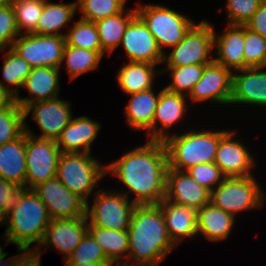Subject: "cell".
<instances>
[{
  "mask_svg": "<svg viewBox=\"0 0 266 266\" xmlns=\"http://www.w3.org/2000/svg\"><path fill=\"white\" fill-rule=\"evenodd\" d=\"M168 156L163 141L148 140L105 165L106 174L118 177L136 196V205L159 204L166 195Z\"/></svg>",
  "mask_w": 266,
  "mask_h": 266,
  "instance_id": "6da1fadb",
  "label": "cell"
},
{
  "mask_svg": "<svg viewBox=\"0 0 266 266\" xmlns=\"http://www.w3.org/2000/svg\"><path fill=\"white\" fill-rule=\"evenodd\" d=\"M127 232L132 262L125 266H158L176 248L158 204L136 205Z\"/></svg>",
  "mask_w": 266,
  "mask_h": 266,
  "instance_id": "7a4b0ae2",
  "label": "cell"
},
{
  "mask_svg": "<svg viewBox=\"0 0 266 266\" xmlns=\"http://www.w3.org/2000/svg\"><path fill=\"white\" fill-rule=\"evenodd\" d=\"M45 204L32 189H22L7 212L3 224H8L4 237L6 243L16 244L18 251H32V243L41 244L50 223Z\"/></svg>",
  "mask_w": 266,
  "mask_h": 266,
  "instance_id": "3957f363",
  "label": "cell"
},
{
  "mask_svg": "<svg viewBox=\"0 0 266 266\" xmlns=\"http://www.w3.org/2000/svg\"><path fill=\"white\" fill-rule=\"evenodd\" d=\"M228 130H193L168 136L163 142L168 156V167L186 171L197 164L215 161L220 138Z\"/></svg>",
  "mask_w": 266,
  "mask_h": 266,
  "instance_id": "277c9868",
  "label": "cell"
},
{
  "mask_svg": "<svg viewBox=\"0 0 266 266\" xmlns=\"http://www.w3.org/2000/svg\"><path fill=\"white\" fill-rule=\"evenodd\" d=\"M91 153H61L58 161V180L86 204L95 186L106 175L105 166Z\"/></svg>",
  "mask_w": 266,
  "mask_h": 266,
  "instance_id": "5b68a950",
  "label": "cell"
},
{
  "mask_svg": "<svg viewBox=\"0 0 266 266\" xmlns=\"http://www.w3.org/2000/svg\"><path fill=\"white\" fill-rule=\"evenodd\" d=\"M136 6L137 14L146 23L164 54V47L176 46L195 24L187 16L166 6L140 3Z\"/></svg>",
  "mask_w": 266,
  "mask_h": 266,
  "instance_id": "8992f818",
  "label": "cell"
},
{
  "mask_svg": "<svg viewBox=\"0 0 266 266\" xmlns=\"http://www.w3.org/2000/svg\"><path fill=\"white\" fill-rule=\"evenodd\" d=\"M94 204H86L88 226L110 230H128L136 204L128 192L107 191L102 188L94 192ZM131 201V202H130Z\"/></svg>",
  "mask_w": 266,
  "mask_h": 266,
  "instance_id": "52a82bcc",
  "label": "cell"
},
{
  "mask_svg": "<svg viewBox=\"0 0 266 266\" xmlns=\"http://www.w3.org/2000/svg\"><path fill=\"white\" fill-rule=\"evenodd\" d=\"M254 175L248 177H225L210 192V202L234 217L239 212L263 205L265 195Z\"/></svg>",
  "mask_w": 266,
  "mask_h": 266,
  "instance_id": "ba28073f",
  "label": "cell"
},
{
  "mask_svg": "<svg viewBox=\"0 0 266 266\" xmlns=\"http://www.w3.org/2000/svg\"><path fill=\"white\" fill-rule=\"evenodd\" d=\"M171 50L164 54L163 63L167 67H181L186 65H207L214 61L209 58L214 49L213 26L207 20L194 24L184 38Z\"/></svg>",
  "mask_w": 266,
  "mask_h": 266,
  "instance_id": "9c48e42d",
  "label": "cell"
},
{
  "mask_svg": "<svg viewBox=\"0 0 266 266\" xmlns=\"http://www.w3.org/2000/svg\"><path fill=\"white\" fill-rule=\"evenodd\" d=\"M26 125L25 122L26 189H32L39 183L56 177L62 152L56 140L39 138Z\"/></svg>",
  "mask_w": 266,
  "mask_h": 266,
  "instance_id": "30bf717a",
  "label": "cell"
},
{
  "mask_svg": "<svg viewBox=\"0 0 266 266\" xmlns=\"http://www.w3.org/2000/svg\"><path fill=\"white\" fill-rule=\"evenodd\" d=\"M65 37L57 35L22 34L11 48L32 68L49 66L60 68L62 65Z\"/></svg>",
  "mask_w": 266,
  "mask_h": 266,
  "instance_id": "8fae6325",
  "label": "cell"
},
{
  "mask_svg": "<svg viewBox=\"0 0 266 266\" xmlns=\"http://www.w3.org/2000/svg\"><path fill=\"white\" fill-rule=\"evenodd\" d=\"M32 190L45 204L51 219L86 216V203L70 192L57 177L39 183Z\"/></svg>",
  "mask_w": 266,
  "mask_h": 266,
  "instance_id": "7c38bea8",
  "label": "cell"
},
{
  "mask_svg": "<svg viewBox=\"0 0 266 266\" xmlns=\"http://www.w3.org/2000/svg\"><path fill=\"white\" fill-rule=\"evenodd\" d=\"M121 44L131 62H146L155 65L163 63L164 53L138 14L127 25Z\"/></svg>",
  "mask_w": 266,
  "mask_h": 266,
  "instance_id": "4fadbf2b",
  "label": "cell"
},
{
  "mask_svg": "<svg viewBox=\"0 0 266 266\" xmlns=\"http://www.w3.org/2000/svg\"><path fill=\"white\" fill-rule=\"evenodd\" d=\"M70 106V102L55 98L30 103L23 110L25 120L32 112V119L37 122L42 133L39 138L57 140L73 118Z\"/></svg>",
  "mask_w": 266,
  "mask_h": 266,
  "instance_id": "5bb4252c",
  "label": "cell"
},
{
  "mask_svg": "<svg viewBox=\"0 0 266 266\" xmlns=\"http://www.w3.org/2000/svg\"><path fill=\"white\" fill-rule=\"evenodd\" d=\"M232 95V71L224 66L211 62L204 67L202 77L193 86L188 97L191 101H213L219 104H230Z\"/></svg>",
  "mask_w": 266,
  "mask_h": 266,
  "instance_id": "9a60e30c",
  "label": "cell"
},
{
  "mask_svg": "<svg viewBox=\"0 0 266 266\" xmlns=\"http://www.w3.org/2000/svg\"><path fill=\"white\" fill-rule=\"evenodd\" d=\"M235 132L228 130L219 140L214 163L225 177L252 176L253 156L242 142L235 140Z\"/></svg>",
  "mask_w": 266,
  "mask_h": 266,
  "instance_id": "2e32d148",
  "label": "cell"
},
{
  "mask_svg": "<svg viewBox=\"0 0 266 266\" xmlns=\"http://www.w3.org/2000/svg\"><path fill=\"white\" fill-rule=\"evenodd\" d=\"M165 199L199 210L210 202V191L198 184L187 171L168 168Z\"/></svg>",
  "mask_w": 266,
  "mask_h": 266,
  "instance_id": "e0dca14e",
  "label": "cell"
},
{
  "mask_svg": "<svg viewBox=\"0 0 266 266\" xmlns=\"http://www.w3.org/2000/svg\"><path fill=\"white\" fill-rule=\"evenodd\" d=\"M88 233V220L86 216L73 219H51L46 228L40 245L54 246L58 252L68 259L76 246Z\"/></svg>",
  "mask_w": 266,
  "mask_h": 266,
  "instance_id": "ac0fdd59",
  "label": "cell"
},
{
  "mask_svg": "<svg viewBox=\"0 0 266 266\" xmlns=\"http://www.w3.org/2000/svg\"><path fill=\"white\" fill-rule=\"evenodd\" d=\"M235 72H232L230 104L266 106V70L264 67L245 68Z\"/></svg>",
  "mask_w": 266,
  "mask_h": 266,
  "instance_id": "d6986e66",
  "label": "cell"
},
{
  "mask_svg": "<svg viewBox=\"0 0 266 266\" xmlns=\"http://www.w3.org/2000/svg\"><path fill=\"white\" fill-rule=\"evenodd\" d=\"M185 95L169 91L165 87L160 91L152 124V140L164 141L172 125L179 122L186 113ZM158 122L160 128L157 127Z\"/></svg>",
  "mask_w": 266,
  "mask_h": 266,
  "instance_id": "ffe728a7",
  "label": "cell"
},
{
  "mask_svg": "<svg viewBox=\"0 0 266 266\" xmlns=\"http://www.w3.org/2000/svg\"><path fill=\"white\" fill-rule=\"evenodd\" d=\"M217 35L213 27L214 49L217 57L214 62L230 69H244L245 25H227V28Z\"/></svg>",
  "mask_w": 266,
  "mask_h": 266,
  "instance_id": "44dd1931",
  "label": "cell"
},
{
  "mask_svg": "<svg viewBox=\"0 0 266 266\" xmlns=\"http://www.w3.org/2000/svg\"><path fill=\"white\" fill-rule=\"evenodd\" d=\"M23 87L29 92V98L15 97V102L22 109L30 103L58 98L59 68L49 66L32 68Z\"/></svg>",
  "mask_w": 266,
  "mask_h": 266,
  "instance_id": "7402d4cb",
  "label": "cell"
},
{
  "mask_svg": "<svg viewBox=\"0 0 266 266\" xmlns=\"http://www.w3.org/2000/svg\"><path fill=\"white\" fill-rule=\"evenodd\" d=\"M101 124L88 116L72 118L61 131L56 144L62 153H91V144L97 138Z\"/></svg>",
  "mask_w": 266,
  "mask_h": 266,
  "instance_id": "603a6c76",
  "label": "cell"
},
{
  "mask_svg": "<svg viewBox=\"0 0 266 266\" xmlns=\"http://www.w3.org/2000/svg\"><path fill=\"white\" fill-rule=\"evenodd\" d=\"M158 205L165 218L169 238L175 246L184 238L198 234L196 209L170 202L165 198Z\"/></svg>",
  "mask_w": 266,
  "mask_h": 266,
  "instance_id": "cb8c5ba5",
  "label": "cell"
},
{
  "mask_svg": "<svg viewBox=\"0 0 266 266\" xmlns=\"http://www.w3.org/2000/svg\"><path fill=\"white\" fill-rule=\"evenodd\" d=\"M26 132L0 146V177L26 189Z\"/></svg>",
  "mask_w": 266,
  "mask_h": 266,
  "instance_id": "d4e9b609",
  "label": "cell"
},
{
  "mask_svg": "<svg viewBox=\"0 0 266 266\" xmlns=\"http://www.w3.org/2000/svg\"><path fill=\"white\" fill-rule=\"evenodd\" d=\"M147 89L129 94L130 101L125 107L127 123L133 130L147 131V138L152 140V124L160 92Z\"/></svg>",
  "mask_w": 266,
  "mask_h": 266,
  "instance_id": "484cf974",
  "label": "cell"
},
{
  "mask_svg": "<svg viewBox=\"0 0 266 266\" xmlns=\"http://www.w3.org/2000/svg\"><path fill=\"white\" fill-rule=\"evenodd\" d=\"M235 217L211 202L197 210V232L210 241L227 239L234 225Z\"/></svg>",
  "mask_w": 266,
  "mask_h": 266,
  "instance_id": "4316f807",
  "label": "cell"
},
{
  "mask_svg": "<svg viewBox=\"0 0 266 266\" xmlns=\"http://www.w3.org/2000/svg\"><path fill=\"white\" fill-rule=\"evenodd\" d=\"M155 64L146 62H131L123 65L117 74L120 88L127 95L153 88V78L161 74Z\"/></svg>",
  "mask_w": 266,
  "mask_h": 266,
  "instance_id": "83f0119b",
  "label": "cell"
},
{
  "mask_svg": "<svg viewBox=\"0 0 266 266\" xmlns=\"http://www.w3.org/2000/svg\"><path fill=\"white\" fill-rule=\"evenodd\" d=\"M88 233L101 246L108 260L114 265L125 266L129 253L127 230H110L98 226H88Z\"/></svg>",
  "mask_w": 266,
  "mask_h": 266,
  "instance_id": "f1b7e54d",
  "label": "cell"
},
{
  "mask_svg": "<svg viewBox=\"0 0 266 266\" xmlns=\"http://www.w3.org/2000/svg\"><path fill=\"white\" fill-rule=\"evenodd\" d=\"M77 11V2L73 3H43V11L39 17L36 30L33 34L36 35H57L64 36L60 33V29L73 19Z\"/></svg>",
  "mask_w": 266,
  "mask_h": 266,
  "instance_id": "f546056e",
  "label": "cell"
},
{
  "mask_svg": "<svg viewBox=\"0 0 266 266\" xmlns=\"http://www.w3.org/2000/svg\"><path fill=\"white\" fill-rule=\"evenodd\" d=\"M137 14L136 8L133 10H124L123 12L100 19L95 23L99 34L102 51L112 54V52L121 45L125 29L131 19Z\"/></svg>",
  "mask_w": 266,
  "mask_h": 266,
  "instance_id": "4dcf8cb0",
  "label": "cell"
},
{
  "mask_svg": "<svg viewBox=\"0 0 266 266\" xmlns=\"http://www.w3.org/2000/svg\"><path fill=\"white\" fill-rule=\"evenodd\" d=\"M102 57L98 51H91L65 44L62 63L64 62L66 65L65 68L70 76V80H74L81 74L95 70L99 66Z\"/></svg>",
  "mask_w": 266,
  "mask_h": 266,
  "instance_id": "1f68e13d",
  "label": "cell"
},
{
  "mask_svg": "<svg viewBox=\"0 0 266 266\" xmlns=\"http://www.w3.org/2000/svg\"><path fill=\"white\" fill-rule=\"evenodd\" d=\"M71 27L69 32L65 33L66 45L98 51L102 56L105 54L94 22L80 19Z\"/></svg>",
  "mask_w": 266,
  "mask_h": 266,
  "instance_id": "d6a6232c",
  "label": "cell"
},
{
  "mask_svg": "<svg viewBox=\"0 0 266 266\" xmlns=\"http://www.w3.org/2000/svg\"><path fill=\"white\" fill-rule=\"evenodd\" d=\"M3 56L5 58L2 67L3 80L10 86L9 92L16 97L20 92L19 87L22 88L32 67L12 48H8V52Z\"/></svg>",
  "mask_w": 266,
  "mask_h": 266,
  "instance_id": "836d02e7",
  "label": "cell"
},
{
  "mask_svg": "<svg viewBox=\"0 0 266 266\" xmlns=\"http://www.w3.org/2000/svg\"><path fill=\"white\" fill-rule=\"evenodd\" d=\"M25 132L24 110L15 100L0 110V146L19 138Z\"/></svg>",
  "mask_w": 266,
  "mask_h": 266,
  "instance_id": "e575fe53",
  "label": "cell"
},
{
  "mask_svg": "<svg viewBox=\"0 0 266 266\" xmlns=\"http://www.w3.org/2000/svg\"><path fill=\"white\" fill-rule=\"evenodd\" d=\"M80 19L96 22L100 19L117 15L125 10L127 0H77Z\"/></svg>",
  "mask_w": 266,
  "mask_h": 266,
  "instance_id": "d590c367",
  "label": "cell"
},
{
  "mask_svg": "<svg viewBox=\"0 0 266 266\" xmlns=\"http://www.w3.org/2000/svg\"><path fill=\"white\" fill-rule=\"evenodd\" d=\"M206 65H186L181 67H166L163 73L171 72V84L165 88L182 95H189L193 86L200 80ZM185 92V93H184ZM188 92V93H186Z\"/></svg>",
  "mask_w": 266,
  "mask_h": 266,
  "instance_id": "8d00e7d4",
  "label": "cell"
},
{
  "mask_svg": "<svg viewBox=\"0 0 266 266\" xmlns=\"http://www.w3.org/2000/svg\"><path fill=\"white\" fill-rule=\"evenodd\" d=\"M10 2L15 11L20 35L33 33L43 11V2L36 0H11Z\"/></svg>",
  "mask_w": 266,
  "mask_h": 266,
  "instance_id": "74e56055",
  "label": "cell"
},
{
  "mask_svg": "<svg viewBox=\"0 0 266 266\" xmlns=\"http://www.w3.org/2000/svg\"><path fill=\"white\" fill-rule=\"evenodd\" d=\"M64 262L101 264L113 266L108 260L101 246L87 233L82 241L76 246L72 254Z\"/></svg>",
  "mask_w": 266,
  "mask_h": 266,
  "instance_id": "f35d334b",
  "label": "cell"
},
{
  "mask_svg": "<svg viewBox=\"0 0 266 266\" xmlns=\"http://www.w3.org/2000/svg\"><path fill=\"white\" fill-rule=\"evenodd\" d=\"M244 69L252 67H265L266 39L250 31L245 26L244 40Z\"/></svg>",
  "mask_w": 266,
  "mask_h": 266,
  "instance_id": "ab89813d",
  "label": "cell"
},
{
  "mask_svg": "<svg viewBox=\"0 0 266 266\" xmlns=\"http://www.w3.org/2000/svg\"><path fill=\"white\" fill-rule=\"evenodd\" d=\"M18 35L20 33L11 2L0 4V51L4 52L6 48H11Z\"/></svg>",
  "mask_w": 266,
  "mask_h": 266,
  "instance_id": "60d3db41",
  "label": "cell"
},
{
  "mask_svg": "<svg viewBox=\"0 0 266 266\" xmlns=\"http://www.w3.org/2000/svg\"><path fill=\"white\" fill-rule=\"evenodd\" d=\"M186 171L198 184L204 186L210 192L225 178L220 168L214 162L197 164Z\"/></svg>",
  "mask_w": 266,
  "mask_h": 266,
  "instance_id": "b9f144b4",
  "label": "cell"
},
{
  "mask_svg": "<svg viewBox=\"0 0 266 266\" xmlns=\"http://www.w3.org/2000/svg\"><path fill=\"white\" fill-rule=\"evenodd\" d=\"M260 0H227L229 25H245L258 10Z\"/></svg>",
  "mask_w": 266,
  "mask_h": 266,
  "instance_id": "7bdbcfd3",
  "label": "cell"
},
{
  "mask_svg": "<svg viewBox=\"0 0 266 266\" xmlns=\"http://www.w3.org/2000/svg\"><path fill=\"white\" fill-rule=\"evenodd\" d=\"M22 190L15 183L8 182L0 177V223L3 224L7 212L14 203L18 193Z\"/></svg>",
  "mask_w": 266,
  "mask_h": 266,
  "instance_id": "ee69618b",
  "label": "cell"
},
{
  "mask_svg": "<svg viewBox=\"0 0 266 266\" xmlns=\"http://www.w3.org/2000/svg\"><path fill=\"white\" fill-rule=\"evenodd\" d=\"M245 26L252 32L266 39V2H260L258 10L253 14Z\"/></svg>",
  "mask_w": 266,
  "mask_h": 266,
  "instance_id": "f6af8a7d",
  "label": "cell"
},
{
  "mask_svg": "<svg viewBox=\"0 0 266 266\" xmlns=\"http://www.w3.org/2000/svg\"><path fill=\"white\" fill-rule=\"evenodd\" d=\"M41 246L32 249V251H27L14 266H41Z\"/></svg>",
  "mask_w": 266,
  "mask_h": 266,
  "instance_id": "bcb514c9",
  "label": "cell"
},
{
  "mask_svg": "<svg viewBox=\"0 0 266 266\" xmlns=\"http://www.w3.org/2000/svg\"><path fill=\"white\" fill-rule=\"evenodd\" d=\"M15 97L9 92V86L0 82V110L6 109L13 101Z\"/></svg>",
  "mask_w": 266,
  "mask_h": 266,
  "instance_id": "7dc6e473",
  "label": "cell"
},
{
  "mask_svg": "<svg viewBox=\"0 0 266 266\" xmlns=\"http://www.w3.org/2000/svg\"><path fill=\"white\" fill-rule=\"evenodd\" d=\"M2 246L0 247V266H14L15 263L27 252L26 249L22 248V254H17L15 257L6 259L8 253L3 251ZM14 258V259H13Z\"/></svg>",
  "mask_w": 266,
  "mask_h": 266,
  "instance_id": "c3c4849f",
  "label": "cell"
},
{
  "mask_svg": "<svg viewBox=\"0 0 266 266\" xmlns=\"http://www.w3.org/2000/svg\"><path fill=\"white\" fill-rule=\"evenodd\" d=\"M65 266H102L101 264L64 262Z\"/></svg>",
  "mask_w": 266,
  "mask_h": 266,
  "instance_id": "681fc988",
  "label": "cell"
},
{
  "mask_svg": "<svg viewBox=\"0 0 266 266\" xmlns=\"http://www.w3.org/2000/svg\"><path fill=\"white\" fill-rule=\"evenodd\" d=\"M11 0H0V4H5V3H8L10 2Z\"/></svg>",
  "mask_w": 266,
  "mask_h": 266,
  "instance_id": "f907efd6",
  "label": "cell"
},
{
  "mask_svg": "<svg viewBox=\"0 0 266 266\" xmlns=\"http://www.w3.org/2000/svg\"><path fill=\"white\" fill-rule=\"evenodd\" d=\"M36 1H40V2L45 3V2L48 1V0H36Z\"/></svg>",
  "mask_w": 266,
  "mask_h": 266,
  "instance_id": "816d5d0a",
  "label": "cell"
}]
</instances>
